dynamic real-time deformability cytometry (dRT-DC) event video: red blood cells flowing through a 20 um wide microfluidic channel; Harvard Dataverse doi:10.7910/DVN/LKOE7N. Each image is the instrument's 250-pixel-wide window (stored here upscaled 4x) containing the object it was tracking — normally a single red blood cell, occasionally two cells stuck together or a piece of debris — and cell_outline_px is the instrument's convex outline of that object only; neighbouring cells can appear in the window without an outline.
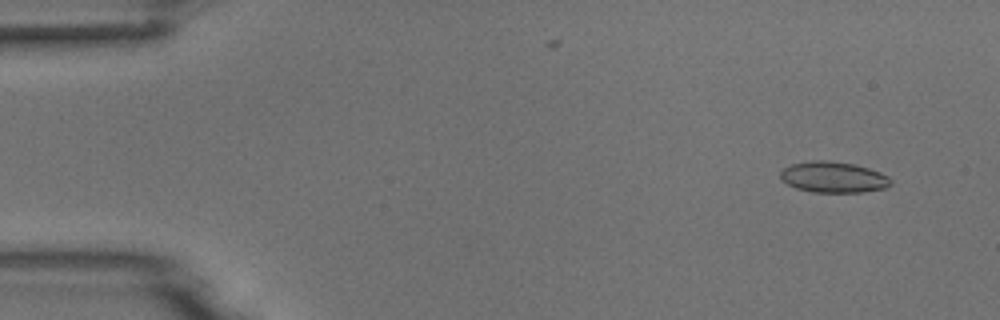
{"species": "common noctule bat (a hibernating species)", "species_latin": "Nyctalus noctula", "temperature_condition": "room temperature", "stored_images_in_passage": 53, "camera_frame_rate_fps": 3000, "um_per_image_px": 0.085, "animal": {"sex": "male", "body_mass_g": 18.8}, "frame": {"image": 1, "passage_image": 4, "time_ms": 1.0, "image_size_px": [1000, 320], "cell_outline_px": [[892, 184], [884, 188], [860, 192], [812, 192], [796, 188], [780, 180], [780, 172], [784, 168], [792, 164], [812, 160], [828, 160], [852, 164], [868, 168], [880, 172], [888, 176], [892, 180]], "centroid_in_image_um": [70.82, 15.06], "position_along_channel_um": 14.2, "area_um2": 19.88}}
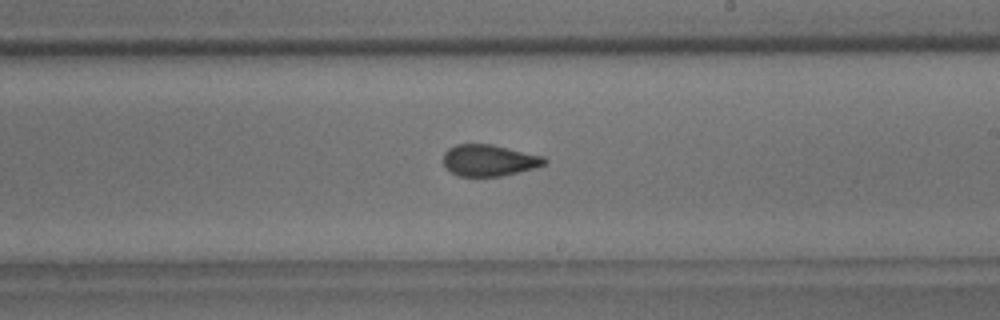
{"frame": {"image": 2, "passage_image": 31, "time_ms": 10.0, "image_size_px": [1000, 320], "cell_outline_px": [[548, 160], [544, 164], [536, 168], [500, 176], [460, 176], [452, 172], [444, 164], [444, 152], [448, 148], [456, 144], [492, 144], [544, 156]], "centroid_in_image_um": [41.59, 13.62], "position_along_channel_um": 247.4, "area_um2": 18.5}}
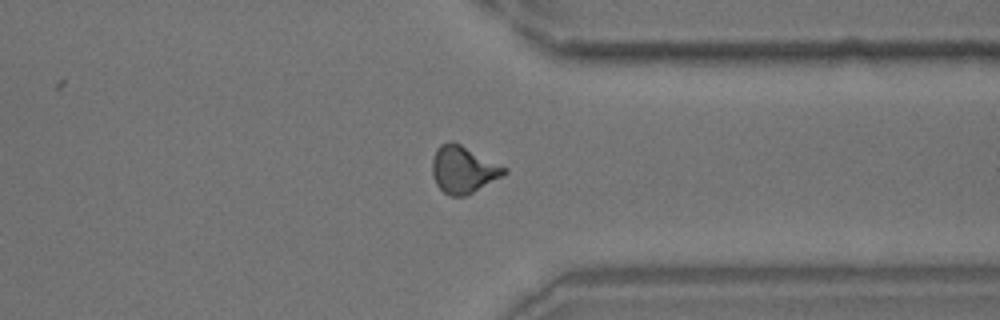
{"frame": {"image": 3, "passage_image": 41, "time_ms": 13.333, "image_size_px": [1000, 320], "cell_outline_px": [[508, 172], [468, 196], [448, 196], [436, 184], [432, 176], [432, 160], [436, 148], [440, 144], [448, 140], [452, 140], [508, 168]], "centroid_in_image_um": [39.36, 14.41], "position_along_channel_um": 372.0, "area_um2": 19.94}}